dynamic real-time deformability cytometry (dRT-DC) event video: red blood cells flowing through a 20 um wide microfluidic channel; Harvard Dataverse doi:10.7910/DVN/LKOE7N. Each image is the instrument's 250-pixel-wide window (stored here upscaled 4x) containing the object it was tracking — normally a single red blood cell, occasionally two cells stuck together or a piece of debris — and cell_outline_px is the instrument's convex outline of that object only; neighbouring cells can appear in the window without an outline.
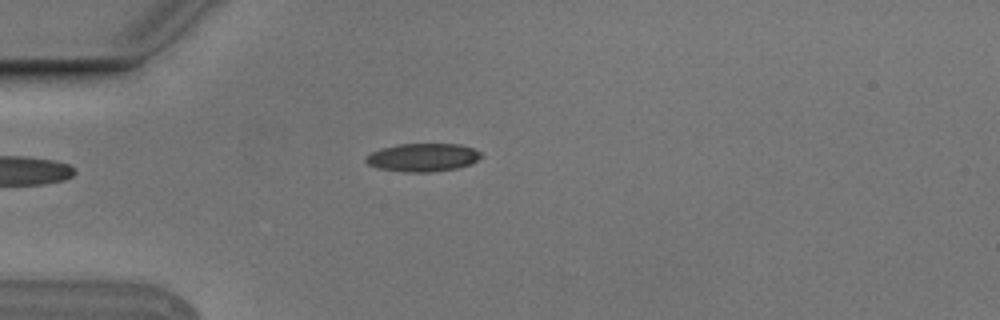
{"species": "Egyptian fruit bat (a non-hibernating species)", "species_latin": "Rousettus aegyptiacus", "temperature_condition": "cold", "stored_images_in_passage": 2, "camera_frame_rate_fps": 3000, "um_per_image_px": 0.085, "animal": {"sex": "male"}, "frame": {"image": 1, "passage_image": 1, "time_ms": 0.0, "image_size_px": [1000, 320], "cell_outline_px": [[480, 156], [476, 160], [468, 164], [456, 168], [432, 172], [404, 172], [380, 168], [368, 164], [364, 160], [364, 156], [380, 148], [396, 144], [460, 144], [472, 148], [480, 152]], "centroid_in_image_um": [35.87, 13.37], "position_along_channel_um": 49.1, "area_um2": 18.79}}